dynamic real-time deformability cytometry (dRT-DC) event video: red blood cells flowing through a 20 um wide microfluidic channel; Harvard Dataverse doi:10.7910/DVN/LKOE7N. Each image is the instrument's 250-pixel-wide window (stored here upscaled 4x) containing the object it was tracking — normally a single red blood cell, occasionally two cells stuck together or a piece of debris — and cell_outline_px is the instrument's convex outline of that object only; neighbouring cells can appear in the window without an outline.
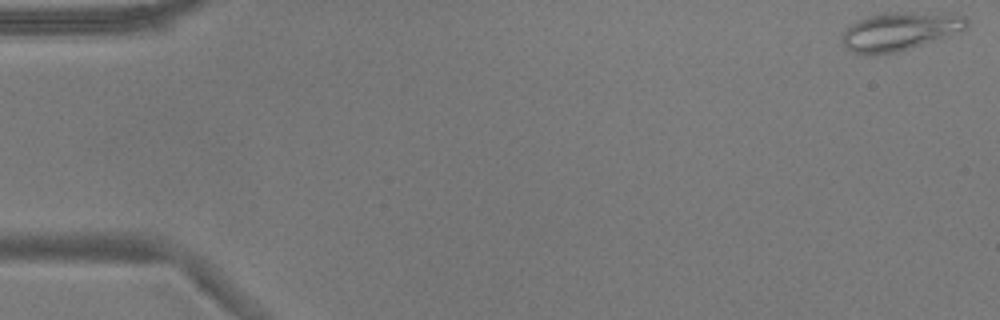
{"species": "common noctule bat (a hibernating species)", "species_latin": "Nyctalus noctula", "temperature_condition": "warm", "stored_images_in_passage": 17, "camera_frame_rate_fps": 3000, "um_per_image_px": 0.085, "animal": {"sex": "male", "body_mass_g": 17.9}, "frame": {"image": 1, "passage_image": 1, "time_ms": 0.0, "image_size_px": [1000, 320], "cell_outline_px": [[968, 24], [964, 28], [944, 36], [896, 52], [876, 56], [864, 56], [852, 52], [844, 48], [840, 40], [844, 32], [856, 20], [880, 12], [956, 12], [964, 16], [968, 20]], "centroid_in_image_um": [76.4, 2.64], "position_along_channel_um": 8.6, "area_um2": 28.15}}